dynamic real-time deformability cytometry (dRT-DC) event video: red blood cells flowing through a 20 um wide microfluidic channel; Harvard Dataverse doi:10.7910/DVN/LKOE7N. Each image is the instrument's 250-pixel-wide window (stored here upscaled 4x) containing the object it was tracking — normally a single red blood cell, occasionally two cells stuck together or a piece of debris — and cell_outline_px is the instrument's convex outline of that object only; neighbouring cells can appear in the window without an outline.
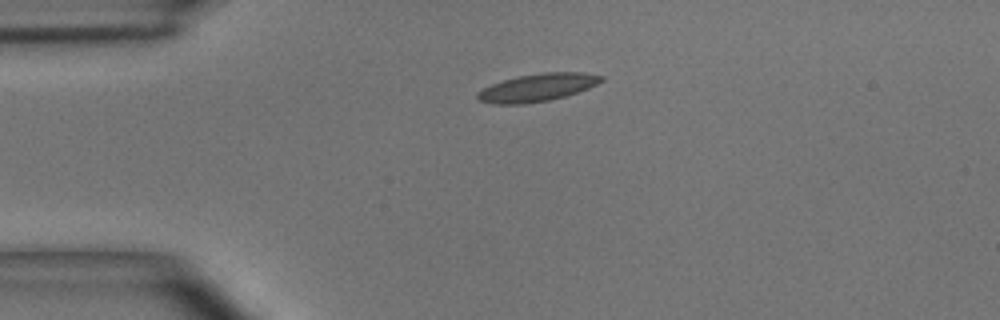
{"species": "common noctule bat (a hibernating species)", "species_latin": "Nyctalus noctula", "temperature_condition": "room temperature", "stored_images_in_passage": 39, "camera_frame_rate_fps": 3000, "um_per_image_px": 0.085, "animal": {"sex": "male", "body_mass_g": 15.6}, "frame": {"image": 1, "passage_image": 1, "time_ms": 0.0, "image_size_px": [1000, 320], "cell_outline_px": [[604, 80], [588, 88], [564, 96], [548, 100], [524, 104], [492, 104], [480, 100], [476, 96], [476, 92], [492, 84], [504, 80], [520, 76], [544, 72], [580, 72], [604, 76]], "centroid_in_image_um": [45.67, 7.44], "position_along_channel_um": 39.3, "area_um2": 19.71}}
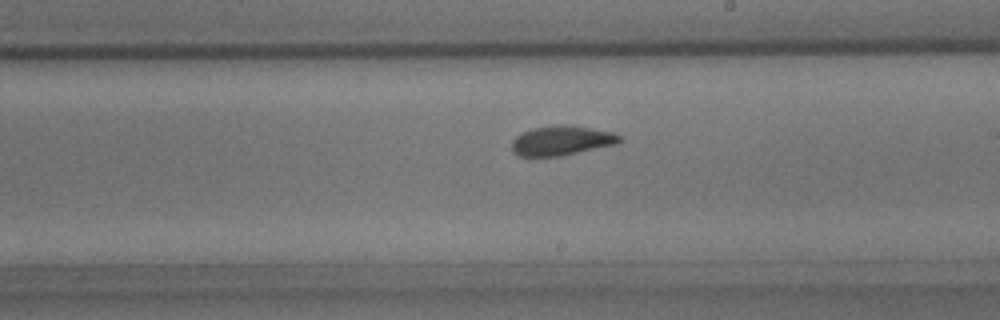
{"frame": {"image": 2, "passage_image": 18, "time_ms": 5.667, "image_size_px": [1000, 320], "cell_outline_px": [[624, 140], [616, 144], [560, 156], [516, 156], [512, 152], [512, 140], [516, 136], [532, 128], [556, 124], [572, 124], [616, 132], [624, 136]], "centroid_in_image_um": [47.79, 11.92], "position_along_channel_um": 241.2, "area_um2": 19.07}}
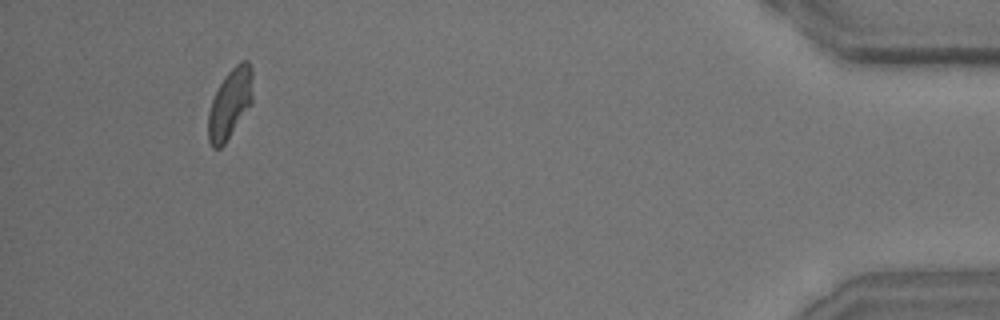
{"frame": {"image": 3, "passage_image": 36, "time_ms": 11.667, "image_size_px": [1000, 320], "cell_outline_px": [[252, 104], [224, 144], [220, 148], [212, 148], [208, 140], [208, 112], [212, 100], [220, 84], [228, 72], [240, 60], [248, 60], [252, 68]], "centroid_in_image_um": [19.56, 8.8], "position_along_channel_um": 415.6, "area_um2": 18.09}, "authors_computed_cell_mechanics": {"area_um2": 18.4382, "velocity_mm_per_s": 4.0311, "shape_relaxation_time_tau1_ms": 6.5215, "shape_relaxation_time_tau2_ms": 1.3035, "deformation_change_tau1": 0.1864, "deformation_change_tau2": 0.0792}}